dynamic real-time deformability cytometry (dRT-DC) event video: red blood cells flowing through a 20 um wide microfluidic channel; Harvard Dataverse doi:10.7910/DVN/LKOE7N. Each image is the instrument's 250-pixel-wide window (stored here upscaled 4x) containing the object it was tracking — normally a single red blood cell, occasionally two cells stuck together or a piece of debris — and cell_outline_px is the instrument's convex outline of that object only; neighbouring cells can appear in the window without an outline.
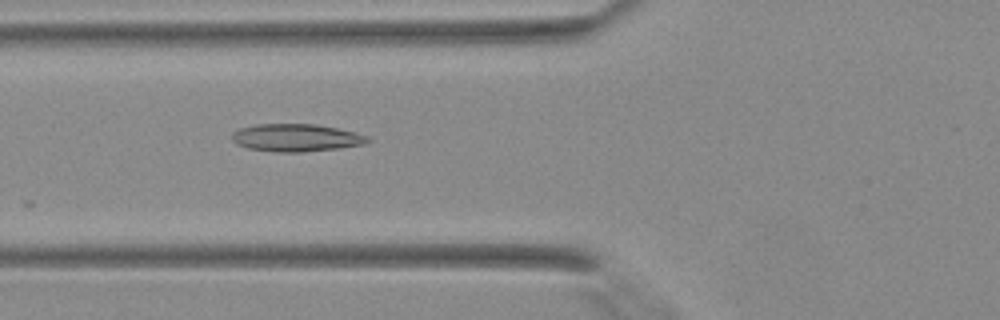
{"species": "Egyptian fruit bat (a non-hibernating species)", "species_latin": "Rousettus aegyptiacus", "temperature_condition": "warm", "stored_images_in_passage": 15, "camera_frame_rate_fps": 3000, "um_per_image_px": 0.085, "animal": {"sex": "female"}, "frame": {"image": 1, "passage_image": 12, "time_ms": 3.667, "image_size_px": [1000, 320], "cell_outline_px": [[372, 140], [364, 144], [340, 148], [304, 152], [276, 152], [248, 148], [236, 144], [232, 140], [232, 132], [240, 128], [256, 124], [316, 124], [336, 128], [368, 136]], "centroid_in_image_um": [25.15, 11.71], "position_along_channel_um": 100.6, "area_um2": 21.85}}
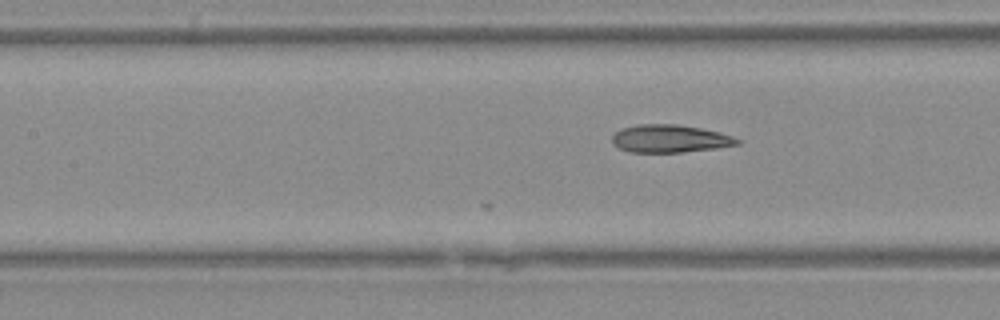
{"frame": {"image": 2, "passage_image": 15, "time_ms": 4.667, "image_size_px": [1000, 320], "cell_outline_px": [[740, 144], [716, 148], [680, 152], [628, 152], [620, 148], [612, 140], [612, 136], [620, 128], [640, 124], [676, 124], [700, 128], [732, 136], [740, 140]], "centroid_in_image_um": [56.92, 11.78], "position_along_channel_um": 150.5, "area_um2": 20.0}}